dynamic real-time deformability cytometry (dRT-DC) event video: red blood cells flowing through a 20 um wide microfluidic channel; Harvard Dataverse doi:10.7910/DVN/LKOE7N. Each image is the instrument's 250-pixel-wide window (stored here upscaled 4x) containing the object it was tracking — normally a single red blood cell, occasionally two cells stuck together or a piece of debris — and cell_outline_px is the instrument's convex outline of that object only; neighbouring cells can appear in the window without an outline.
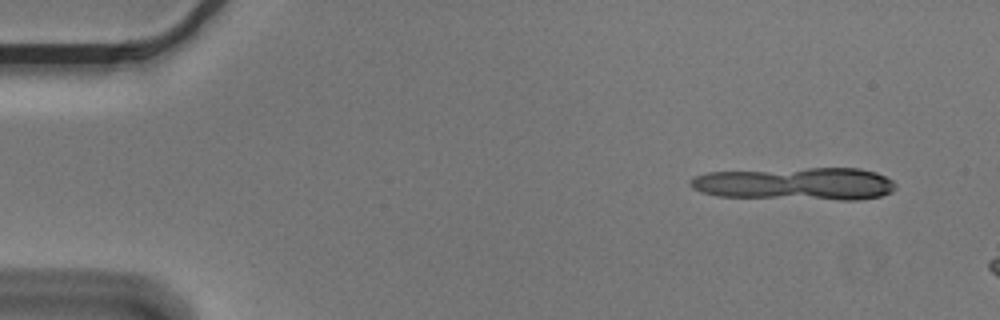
{"species": "Egyptian fruit bat (a non-hibernating species)", "species_latin": "Rousettus aegyptiacus", "temperature_condition": "cold", "stored_images_in_passage": 3, "camera_frame_rate_fps": 3000, "um_per_image_px": 0.085, "animal": {"sex": "male"}, "frame": {"image": 1, "passage_image": 1, "time_ms": 0.0, "image_size_px": [1000, 320], "cell_outline_px": [[896, 188], [892, 192], [880, 196], [856, 200], [840, 200], [716, 196], [700, 192], [692, 188], [688, 184], [688, 180], [696, 176], [708, 172], [808, 168], [860, 168], [876, 172], [892, 180], [896, 184]], "centroid_in_image_um": [67.63, 15.62], "position_along_channel_um": 17.4, "area_um2": 39.36}}